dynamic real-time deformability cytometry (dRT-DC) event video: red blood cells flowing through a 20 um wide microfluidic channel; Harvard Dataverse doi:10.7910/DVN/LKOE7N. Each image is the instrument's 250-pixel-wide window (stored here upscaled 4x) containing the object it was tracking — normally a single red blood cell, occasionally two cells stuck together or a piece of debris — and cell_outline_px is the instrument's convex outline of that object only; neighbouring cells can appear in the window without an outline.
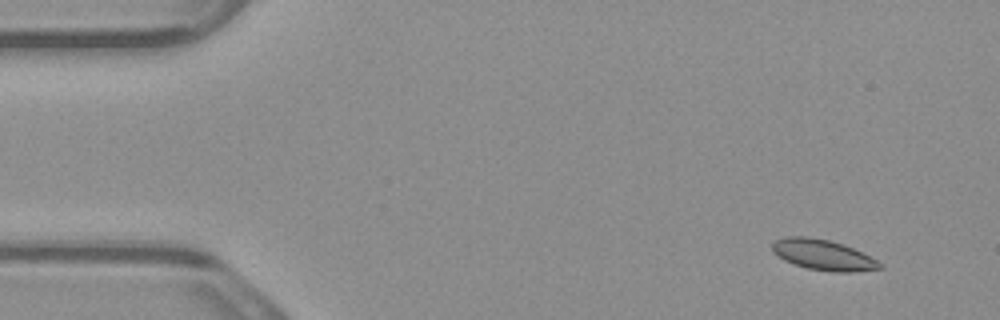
{"species": "common noctule bat (a hibernating species)", "species_latin": "Nyctalus noctula", "temperature_condition": "warm", "stored_images_in_passage": 5, "camera_frame_rate_fps": 3000, "um_per_image_px": 0.085, "animal": {"sex": "male", "body_mass_g": 23.1, "forearm_length_mm": 52.7}, "frame": {"image": 1, "passage_image": 2, "time_ms": 0.333, "image_size_px": [1000, 320], "cell_outline_px": [[884, 268], [856, 272], [832, 272], [808, 268], [784, 260], [772, 252], [772, 244], [776, 240], [784, 236], [804, 236], [828, 240], [844, 244], [884, 264]], "centroid_in_image_um": [69.97, 21.67], "position_along_channel_um": 15.0, "area_um2": 19.07}}
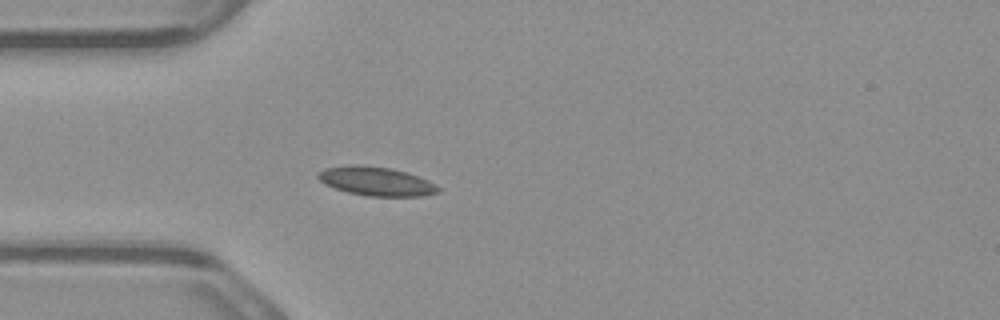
{"frame": {"image": 2, "passage_image": 5, "time_ms": 1.333, "image_size_px": [1000, 320], "cell_outline_px": [[440, 192], [420, 196], [368, 196], [348, 192], [324, 184], [316, 176], [316, 172], [324, 168], [352, 164], [360, 164], [392, 168], [408, 172], [428, 180], [436, 184], [440, 188]], "centroid_in_image_um": [31.97, 15.39], "position_along_channel_um": 53.0, "area_um2": 20.46}}